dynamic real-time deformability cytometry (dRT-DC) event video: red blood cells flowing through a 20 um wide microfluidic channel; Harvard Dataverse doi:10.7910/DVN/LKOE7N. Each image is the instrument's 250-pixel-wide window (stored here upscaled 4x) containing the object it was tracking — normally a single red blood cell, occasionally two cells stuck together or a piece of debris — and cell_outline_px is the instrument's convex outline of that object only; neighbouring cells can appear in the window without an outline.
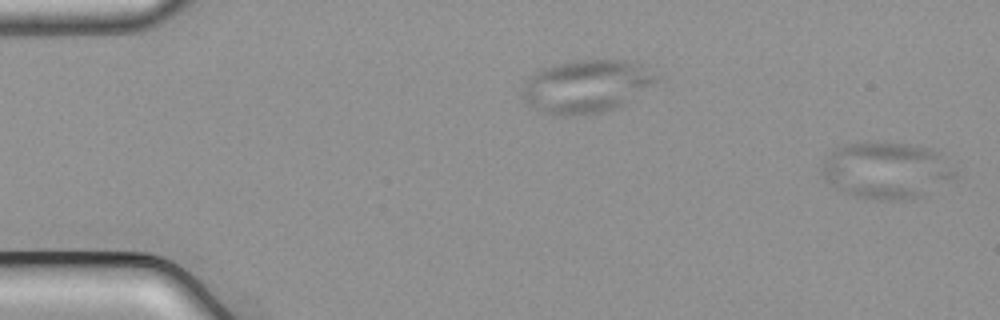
{"species": "common noctule bat (a hibernating species)", "species_latin": "Nyctalus noctula", "temperature_condition": "cold", "stored_images_in_passage": 53, "camera_frame_rate_fps": 3000, "um_per_image_px": 0.085, "animal": {"sex": "male", "body_mass_g": 21.5, "forearm_length_mm": 52.0}, "frame": {"image": 1, "passage_image": 1, "time_ms": 0.0, "image_size_px": [1000, 320], "cell_outline_px": [[956, 176], [924, 196], [904, 200], [880, 200], [860, 196], [844, 192], [836, 188], [824, 176], [824, 160], [832, 148], [844, 144], [920, 144], [936, 152], [956, 172]], "centroid_in_image_um": [75.36, 14.5], "position_along_channel_um": 9.6, "area_um2": 42.95}}
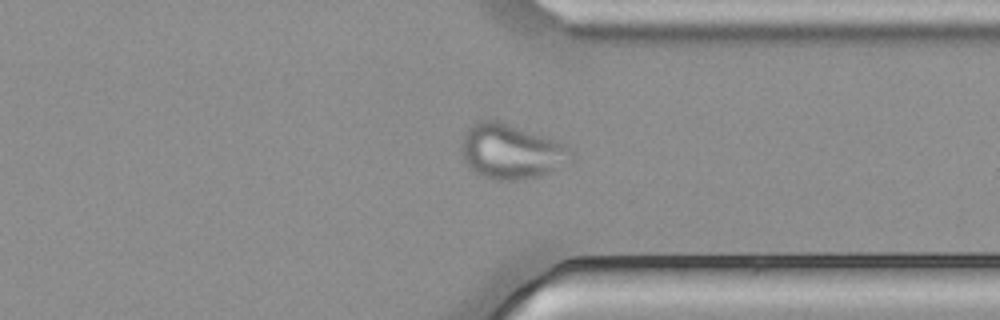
{"frame": {"image": 2, "passage_image": 41, "time_ms": 13.333, "image_size_px": [1000, 320], "cell_outline_px": [[576, 152], [572, 160], [540, 176], [516, 180], [496, 180], [480, 176], [468, 164], [464, 156], [464, 136], [468, 128], [480, 120], [496, 120], [568, 144]], "centroid_in_image_um": [43.53, 12.89], "position_along_channel_um": 367.9, "area_um2": 34.51}}
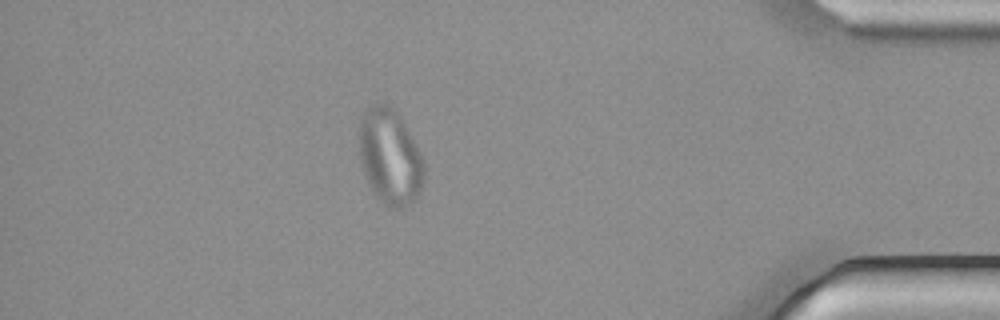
{"frame": {"image": 3, "passage_image": 47, "time_ms": 15.333, "image_size_px": [1000, 320], "cell_outline_px": [[424, 176], [420, 192], [412, 200], [400, 208], [388, 208], [376, 196], [364, 176], [360, 156], [360, 120], [364, 108], [372, 104], [388, 104], [396, 112], [404, 124], [420, 152], [424, 164]], "centroid_in_image_um": [33.12, 13.32], "position_along_channel_um": 402.1, "area_um2": 35.78}}